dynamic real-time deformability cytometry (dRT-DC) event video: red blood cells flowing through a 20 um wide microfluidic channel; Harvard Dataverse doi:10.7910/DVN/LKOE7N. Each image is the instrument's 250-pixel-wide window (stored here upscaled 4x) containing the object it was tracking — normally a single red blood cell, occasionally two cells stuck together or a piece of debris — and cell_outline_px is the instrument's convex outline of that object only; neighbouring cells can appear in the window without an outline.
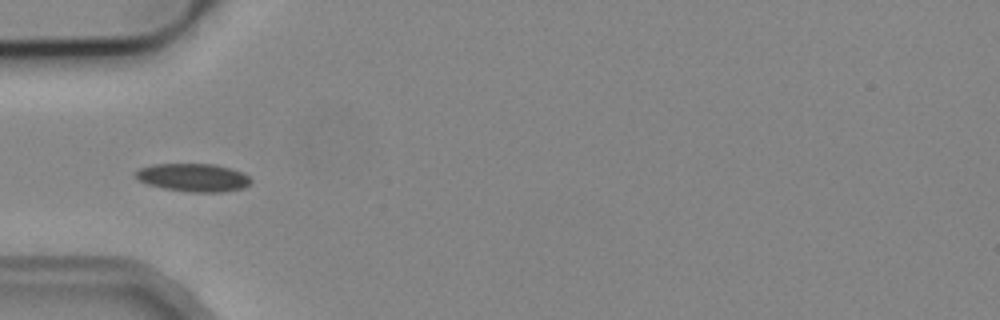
{"species": "common noctule bat (a hibernating species)", "species_latin": "Nyctalus noctula", "temperature_condition": "cold", "stored_images_in_passage": 7, "camera_frame_rate_fps": 3000, "um_per_image_px": 0.085, "animal": {"sex": "male", "body_mass_g": 19.2, "forearm_length_mm": 51.8}, "frame": {"image": 1, "passage_image": 4, "time_ms": 4.333, "image_size_px": [1000, 320], "cell_outline_px": [[252, 180], [244, 188], [220, 192], [192, 192], [164, 188], [148, 184], [140, 180], [132, 172], [140, 168], [152, 164], [212, 164], [244, 172]], "centroid_in_image_um": [16.42, 15.08], "position_along_channel_um": 68.6, "area_um2": 18.73}}
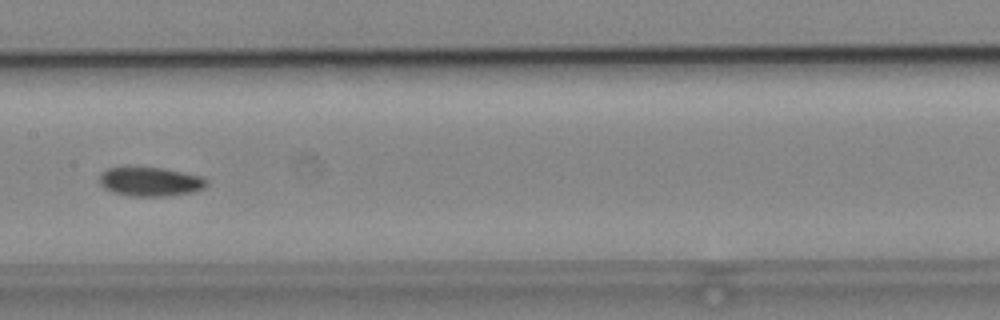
{"frame": {"image": 2, "passage_image": 7, "time_ms": 7.667, "image_size_px": [1000, 320], "cell_outline_px": [[208, 184], [204, 188], [192, 192], [164, 196], [132, 196], [112, 192], [104, 188], [100, 184], [100, 172], [108, 168], [160, 168], [200, 176], [208, 180]], "centroid_in_image_um": [12.76, 15.45], "position_along_channel_um": 194.6, "area_um2": 17.86}}